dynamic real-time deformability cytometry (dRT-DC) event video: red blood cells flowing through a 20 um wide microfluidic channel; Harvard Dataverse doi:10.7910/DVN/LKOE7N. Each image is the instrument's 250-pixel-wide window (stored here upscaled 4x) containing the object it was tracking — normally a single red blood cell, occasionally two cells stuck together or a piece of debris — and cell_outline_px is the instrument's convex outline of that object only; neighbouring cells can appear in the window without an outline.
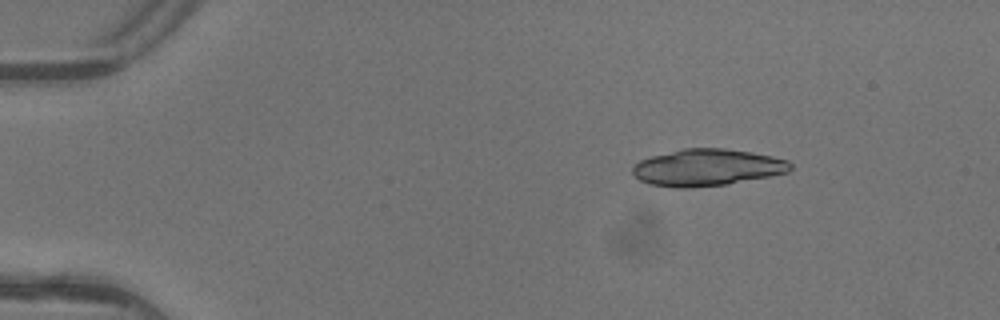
{"species": "common noctule bat (a hibernating species)", "species_latin": "Nyctalus noctula", "temperature_condition": "warm", "stored_images_in_passage": 3, "camera_frame_rate_fps": 3000, "um_per_image_px": 0.085, "animal": {"sex": "female"}, "frame": {"image": 1, "passage_image": 1, "time_ms": 0.0, "image_size_px": [1000, 320], "cell_outline_px": [[792, 168], [788, 172], [728, 184], [692, 188], [676, 188], [648, 184], [640, 180], [632, 172], [632, 168], [640, 160], [652, 156], [684, 148], [724, 148], [752, 152], [772, 156], [788, 160], [792, 164]], "centroid_in_image_um": [60.11, 14.24], "position_along_channel_um": 24.9, "area_um2": 33.87}}